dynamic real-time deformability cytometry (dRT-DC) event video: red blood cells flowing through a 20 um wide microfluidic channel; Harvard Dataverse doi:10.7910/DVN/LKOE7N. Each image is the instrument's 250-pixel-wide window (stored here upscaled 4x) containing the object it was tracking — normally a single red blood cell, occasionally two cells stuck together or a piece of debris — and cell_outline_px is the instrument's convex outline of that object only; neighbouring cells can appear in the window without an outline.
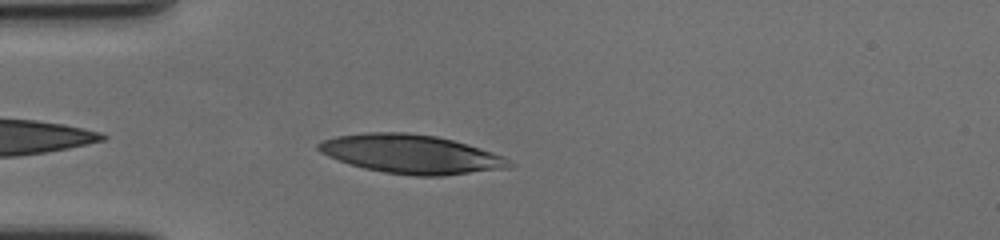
{"species": "human", "species_latin": "Homo sapiens", "temperature_condition": "cold", "stored_images_in_passage": 35, "camera_frame_rate_fps": 3000, "um_per_image_px": 0.085, "donor": {"sex": "female"}, "frame": {"image": 1, "passage_image": 3, "time_ms": 0.667, "image_size_px": [1000, 240], "cell_outline_px": [[516, 164], [508, 168], [444, 176], [416, 176], [384, 172], [364, 168], [348, 164], [328, 156], [320, 152], [316, 148], [316, 144], [320, 140], [336, 136], [364, 132], [404, 132], [436, 136], [452, 140], [480, 148], [504, 156]], "centroid_in_image_um": [34.93, 13.1], "position_along_channel_um": 50.1, "area_um2": 43.47}}
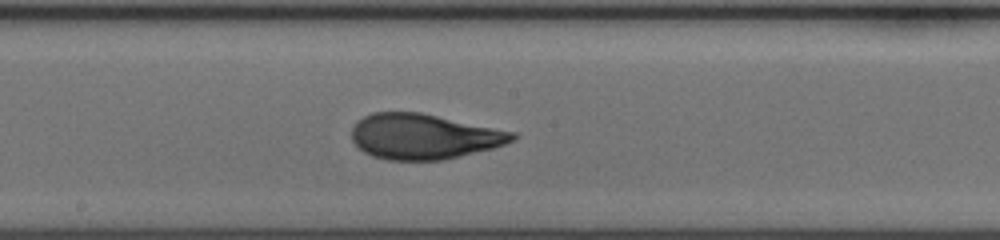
{"frame": {"image": 2, "passage_image": 18, "time_ms": 5.667, "image_size_px": [1000, 240], "cell_outline_px": [[520, 136], [516, 140], [492, 148], [444, 160], [388, 160], [372, 156], [364, 152], [352, 140], [352, 128], [356, 120], [372, 112], [420, 112], [516, 132]], "centroid_in_image_um": [36.03, 11.6], "position_along_channel_um": 212.2, "area_um2": 42.6}}
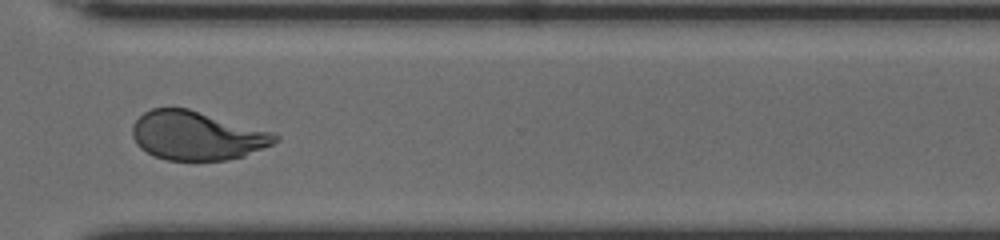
{"frame": {"image": 3, "passage_image": 30, "time_ms": 9.667, "image_size_px": [1000, 240], "cell_outline_px": [[280, 140], [272, 144], [244, 156], [228, 160], [168, 160], [156, 156], [140, 148], [136, 144], [132, 136], [132, 124], [144, 112], [152, 108], [188, 108], [272, 132], [280, 136]], "centroid_in_image_um": [16.72, 11.53], "position_along_channel_um": 353.9, "area_um2": 40.46}, "authors_computed_cell_mechanics": {"area_um2": 42.3096, "velocity_mm_per_s": 3.5319, "shape_relaxation_time_tau1_ms": 4.7422, "shape_relaxation_time_tau2_ms": 0.998, "deformation_change_tau1": 0.1906, "deformation_change_tau2": 0.0707}}